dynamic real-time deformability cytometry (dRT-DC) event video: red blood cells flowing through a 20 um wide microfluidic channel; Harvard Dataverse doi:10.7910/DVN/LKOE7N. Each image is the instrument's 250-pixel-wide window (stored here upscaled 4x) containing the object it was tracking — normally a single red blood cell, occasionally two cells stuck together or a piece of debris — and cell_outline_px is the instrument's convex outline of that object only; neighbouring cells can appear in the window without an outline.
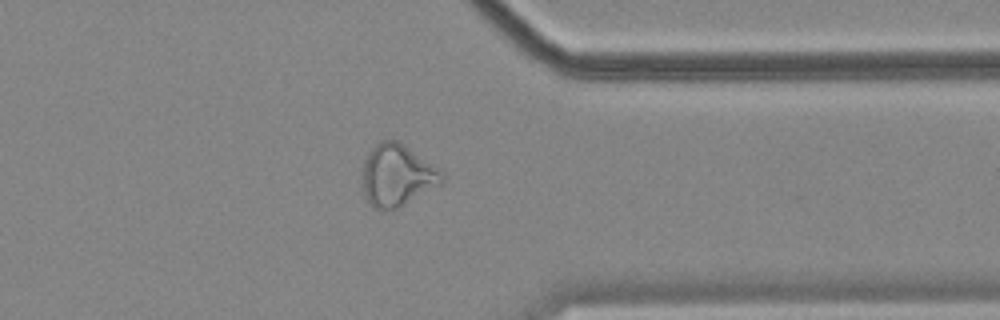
{"species": "common noctule bat (a hibernating species)", "species_latin": "Nyctalus noctula", "temperature_condition": "cold", "stored_images_in_passage": 42, "camera_frame_rate_fps": 3000, "um_per_image_px": 0.085, "animal": {"sex": "female", "body_mass_g": 18.4}, "frame": {"image": 1, "passage_image": 30, "time_ms": 9.667, "image_size_px": [1000, 320], "cell_outline_px": [[444, 184], [396, 208], [372, 208], [364, 200], [364, 160], [368, 152], [380, 140], [396, 140], [404, 144], [444, 172]], "centroid_in_image_um": [33.78, 14.9], "position_along_channel_um": 377.6, "area_um2": 28.61}, "authors_computed_cell_mechanics": {"area_um2": 26.7325, "velocity_mm_per_s": 3.5936, "shape_relaxation_time_tau1_ms": null, "shape_relaxation_time_tau2_ms": 3.3608, "deformation_change_tau1": null, "deformation_change_tau2": 0.1254}}